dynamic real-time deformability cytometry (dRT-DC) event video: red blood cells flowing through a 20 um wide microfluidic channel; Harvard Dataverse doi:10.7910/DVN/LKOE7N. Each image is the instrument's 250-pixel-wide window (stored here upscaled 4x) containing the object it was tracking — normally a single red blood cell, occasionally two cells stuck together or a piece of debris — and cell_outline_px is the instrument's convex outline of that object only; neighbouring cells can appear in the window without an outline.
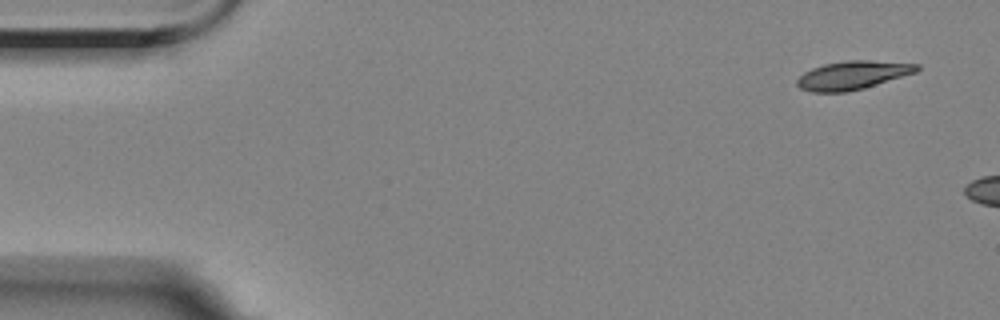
{"species": "Egyptian fruit bat (a non-hibernating species)", "species_latin": "Rousettus aegyptiacus", "temperature_condition": "room temperature", "stored_images_in_passage": 3, "camera_frame_rate_fps": 3000, "um_per_image_px": 0.085, "animal": {"sex": "female"}, "frame": {"image": 1, "passage_image": 1, "time_ms": 0.0, "image_size_px": [1000, 320], "cell_outline_px": [[920, 68], [916, 72], [864, 88], [844, 92], [812, 92], [800, 88], [796, 84], [796, 80], [804, 72], [812, 68], [824, 64], [848, 60], [872, 60], [920, 64]], "centroid_in_image_um": [72.47, 6.38], "position_along_channel_um": 12.5, "area_um2": 19.83}}